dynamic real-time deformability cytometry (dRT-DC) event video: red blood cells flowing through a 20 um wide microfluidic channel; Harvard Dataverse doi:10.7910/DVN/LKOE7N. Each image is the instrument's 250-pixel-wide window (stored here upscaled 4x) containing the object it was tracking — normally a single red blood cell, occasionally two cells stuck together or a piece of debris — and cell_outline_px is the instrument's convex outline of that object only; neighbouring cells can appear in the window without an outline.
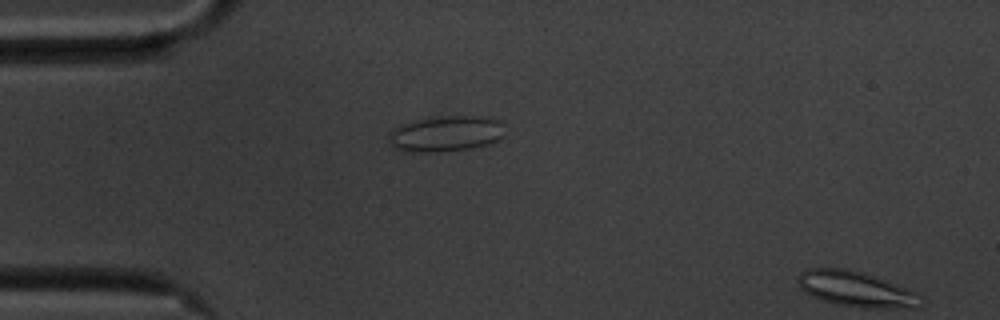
{"species": "common noctule bat (a hibernating species)", "species_latin": "Nyctalus noctula", "temperature_condition": "cold", "stored_images_in_passage": 2, "segment_of_instrument_passage": [1, 2], "camera_frame_rate_fps": 3000, "um_per_image_px": 0.085, "animal": {"sex": "male", "body_mass_g": 20.1, "forearm_length_mm": 53.5}, "frame": {"image": 1, "passage_image": 1, "time_ms": 0.0, "image_size_px": [1000, 320], "cell_outline_px": [[504, 136], [500, 140], [488, 144], [472, 148], [444, 152], [420, 152], [392, 148], [388, 140], [388, 132], [392, 128], [400, 124], [416, 120], [444, 116], [492, 116], [500, 120]], "centroid_in_image_um": [37.9, 11.36], "position_along_channel_um": 47.1, "area_um2": 24.62}}